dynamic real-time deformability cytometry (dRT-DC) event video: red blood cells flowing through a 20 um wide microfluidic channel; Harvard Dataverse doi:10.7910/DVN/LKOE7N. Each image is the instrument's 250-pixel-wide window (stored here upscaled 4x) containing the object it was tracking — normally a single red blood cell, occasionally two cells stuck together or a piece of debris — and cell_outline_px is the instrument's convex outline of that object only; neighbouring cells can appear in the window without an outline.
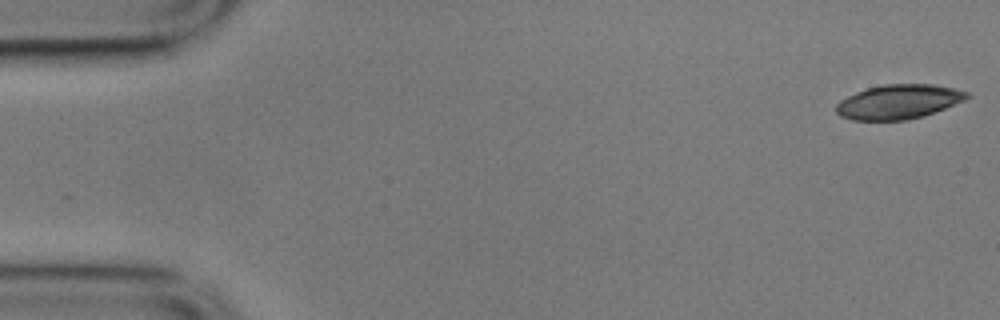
{"species": "common noctule bat (a hibernating species)", "species_latin": "Nyctalus noctula", "temperature_condition": "cold", "stored_images_in_passage": 56, "camera_frame_rate_fps": 3000, "um_per_image_px": 0.085, "animal": {"sex": "male", "body_mass_g": 17.9}, "frame": {"image": 1, "passage_image": 1, "time_ms": 0.0, "image_size_px": [1000, 320], "cell_outline_px": [[972, 96], [964, 100], [924, 116], [908, 120], [852, 120], [840, 116], [836, 112], [836, 104], [840, 100], [856, 92], [880, 84], [932, 84], [952, 88], [968, 92]], "centroid_in_image_um": [76.36, 8.65], "position_along_channel_um": 8.6, "area_um2": 26.18}}